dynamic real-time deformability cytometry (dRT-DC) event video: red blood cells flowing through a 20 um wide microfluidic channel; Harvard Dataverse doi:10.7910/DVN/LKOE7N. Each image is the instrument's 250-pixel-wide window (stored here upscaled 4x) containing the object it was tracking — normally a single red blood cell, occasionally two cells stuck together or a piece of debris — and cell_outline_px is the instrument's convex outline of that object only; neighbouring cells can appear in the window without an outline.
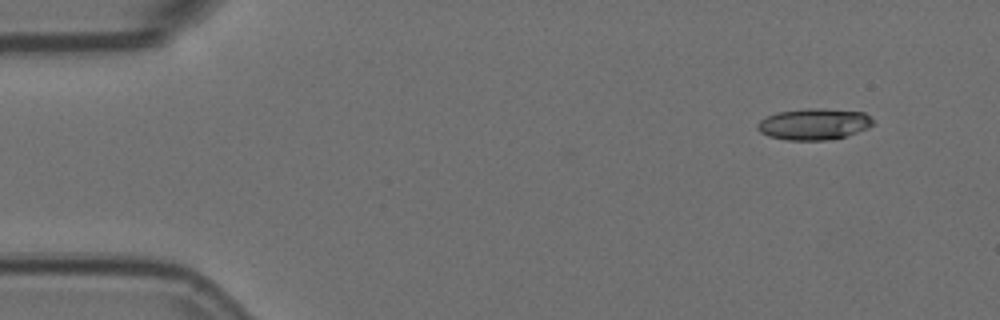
{"species": "Egyptian fruit bat (a non-hibernating species)", "species_latin": "Rousettus aegyptiacus", "temperature_condition": "room temperature", "stored_images_in_passage": 4, "camera_frame_rate_fps": 3000, "um_per_image_px": 0.085, "animal": {"sex": "female"}, "frame": {"image": 1, "passage_image": 1, "time_ms": 0.0, "image_size_px": [1000, 320], "cell_outline_px": [[872, 124], [868, 128], [844, 136], [828, 140], [784, 140], [768, 136], [760, 132], [756, 128], [756, 124], [760, 120], [768, 116], [780, 112], [808, 108], [820, 108], [864, 112], [872, 120]], "centroid_in_image_um": [69.14, 10.55], "position_along_channel_um": 15.9, "area_um2": 20.92}}
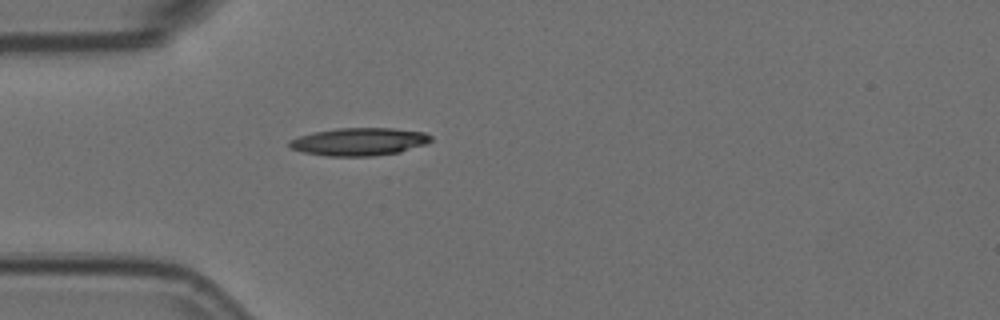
{"frame": {"image": 2, "passage_image": 4, "time_ms": 1.0, "image_size_px": [1000, 320], "cell_outline_px": [[432, 140], [428, 144], [400, 152], [372, 156], [328, 156], [304, 152], [288, 148], [288, 140], [312, 132], [336, 128], [392, 128], [424, 132], [432, 136]], "centroid_in_image_um": [30.53, 12.04], "position_along_channel_um": 54.5, "area_um2": 23.12}}